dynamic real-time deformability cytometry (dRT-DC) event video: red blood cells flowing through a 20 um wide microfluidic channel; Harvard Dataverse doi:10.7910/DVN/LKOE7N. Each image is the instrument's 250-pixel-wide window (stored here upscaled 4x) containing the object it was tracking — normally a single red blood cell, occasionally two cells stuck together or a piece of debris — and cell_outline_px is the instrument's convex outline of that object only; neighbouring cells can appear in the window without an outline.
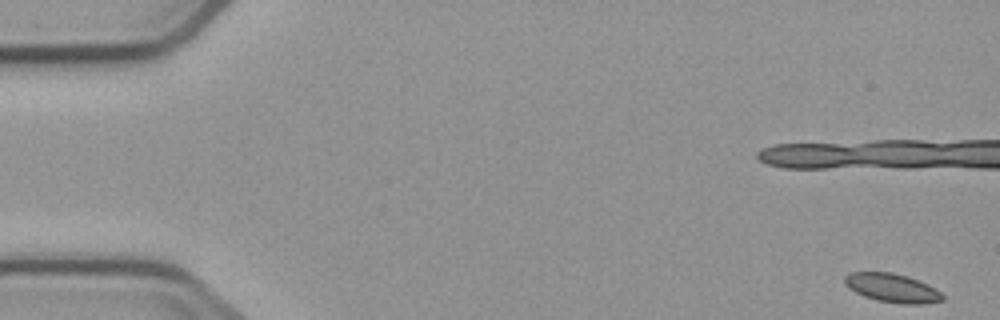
{"species": "common noctule bat (a hibernating species)", "species_latin": "Nyctalus noctula", "temperature_condition": "cold", "stored_images_in_passage": 5, "camera_frame_rate_fps": 3000, "um_per_image_px": 0.085, "animal": {"sex": "male", "body_mass_g": 23.1, "forearm_length_mm": 52.7}, "frame": {"image": 1, "passage_image": 1, "time_ms": 0.0, "image_size_px": [1000, 320], "cell_outline_px": [[944, 300], [920, 304], [900, 304], [876, 300], [864, 296], [848, 288], [844, 284], [844, 276], [848, 272], [892, 272], [916, 280], [940, 292], [944, 296]], "centroid_in_image_um": [75.76, 24.48], "position_along_channel_um": 9.2, "area_um2": 16.18}}